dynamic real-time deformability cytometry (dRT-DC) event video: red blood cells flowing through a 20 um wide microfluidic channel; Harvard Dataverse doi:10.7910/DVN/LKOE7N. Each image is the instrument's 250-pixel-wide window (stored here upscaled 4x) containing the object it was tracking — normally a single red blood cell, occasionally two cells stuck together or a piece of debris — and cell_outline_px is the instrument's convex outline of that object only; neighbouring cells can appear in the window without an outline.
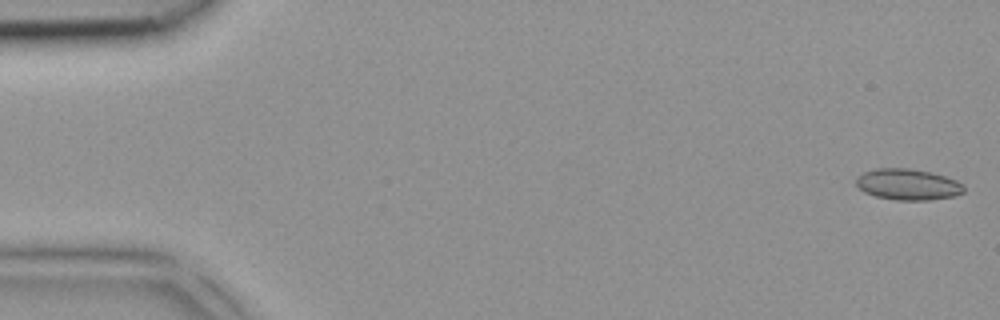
{"species": "common noctule bat (a hibernating species)", "species_latin": "Nyctalus noctula", "temperature_condition": "room temperature", "stored_images_in_passage": 4, "camera_frame_rate_fps": 3000, "um_per_image_px": 0.085, "animal": {"sex": "female", "body_mass_g": 18.4}, "frame": {"image": 1, "passage_image": 1, "time_ms": 0.0, "image_size_px": [1000, 320], "cell_outline_px": [[964, 192], [956, 196], [928, 200], [896, 200], [876, 196], [864, 192], [856, 184], [856, 176], [864, 172], [876, 168], [912, 168], [932, 172], [956, 180], [964, 184]], "centroid_in_image_um": [77.18, 15.67], "position_along_channel_um": 7.8, "area_um2": 19.71}}